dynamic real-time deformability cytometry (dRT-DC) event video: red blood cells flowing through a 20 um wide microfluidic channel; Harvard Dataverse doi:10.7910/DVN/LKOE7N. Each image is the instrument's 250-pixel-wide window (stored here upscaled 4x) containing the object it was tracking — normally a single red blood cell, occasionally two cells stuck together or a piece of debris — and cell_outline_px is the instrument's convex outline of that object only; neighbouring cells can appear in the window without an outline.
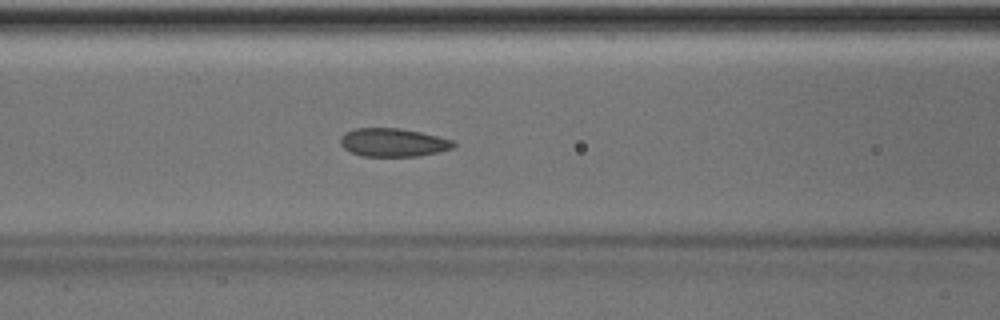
{"species": "Egyptian fruit bat (a non-hibernating species)", "species_latin": "Rousettus aegyptiacus", "temperature_condition": "room temperature", "stored_images_in_passage": 50, "camera_frame_rate_fps": 3000, "um_per_image_px": 0.085, "animal": {"sex": "male"}, "frame": {"image": 1, "passage_image": 21, "time_ms": 6.667, "image_size_px": [1000, 320], "cell_outline_px": [[456, 144], [452, 148], [440, 152], [420, 156], [360, 156], [344, 148], [340, 144], [340, 136], [344, 132], [356, 128], [400, 128], [420, 132], [452, 140]], "centroid_in_image_um": [33.39, 12.11], "position_along_channel_um": 133.2, "area_um2": 18.73}}
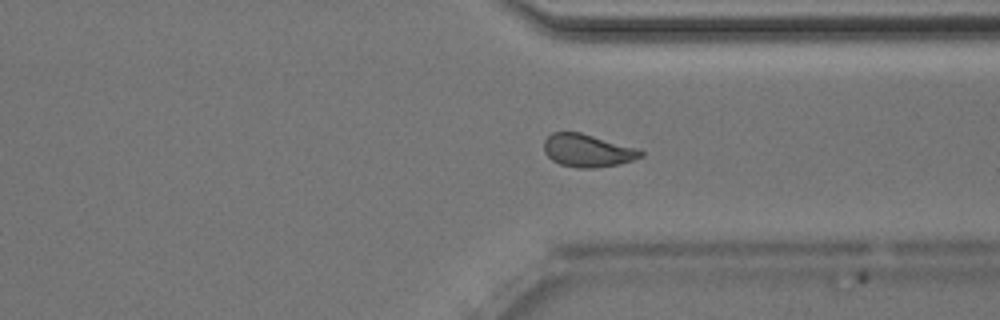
{"frame": {"image": 2, "passage_image": 38, "time_ms": 12.333, "image_size_px": [1000, 320], "cell_outline_px": [[644, 156], [620, 164], [596, 168], [576, 168], [560, 164], [552, 160], [544, 152], [544, 140], [552, 132], [580, 132], [636, 148], [644, 152]], "centroid_in_image_um": [49.93, 12.8], "position_along_channel_um": 361.5, "area_um2": 18.5}}
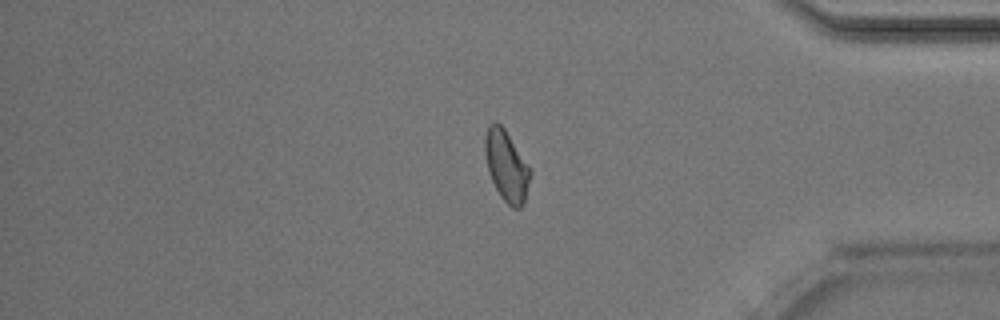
{"frame": {"image": 3, "passage_image": 42, "time_ms": 13.667, "image_size_px": [1000, 320], "cell_outline_px": [[532, 172], [524, 204], [520, 208], [512, 208], [500, 196], [488, 172], [484, 152], [484, 136], [488, 124], [496, 120], [504, 128], [532, 168]], "centroid_in_image_um": [43.06, 14.07], "position_along_channel_um": 392.1, "area_um2": 19.07}, "authors_computed_cell_mechanics": {"area_um2": 18.8139, "velocity_mm_per_s": 4.0327, "shape_relaxation_time_tau1_ms": null, "shape_relaxation_time_tau2_ms": 1.9219, "deformation_change_tau1": null, "deformation_change_tau2": 0.0685}}